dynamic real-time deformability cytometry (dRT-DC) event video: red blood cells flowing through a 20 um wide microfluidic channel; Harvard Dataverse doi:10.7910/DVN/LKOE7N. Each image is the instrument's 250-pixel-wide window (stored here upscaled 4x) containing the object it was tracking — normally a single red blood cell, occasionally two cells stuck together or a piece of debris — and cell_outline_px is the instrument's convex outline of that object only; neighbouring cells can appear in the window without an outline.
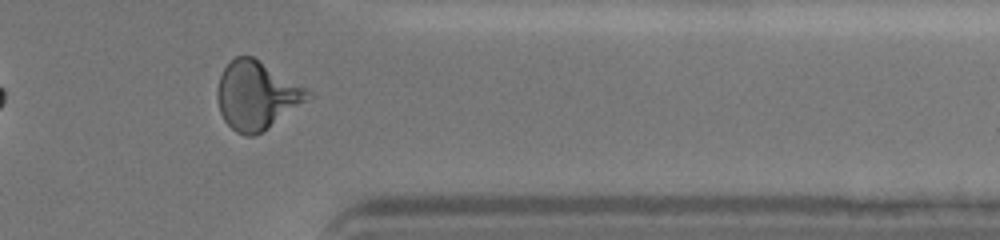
{"species": "human", "species_latin": "Homo sapiens", "temperature_condition": "cold", "stored_images_in_passage": 39, "camera_frame_rate_fps": 3000, "um_per_image_px": 0.085, "donor": {"sex": "female"}, "frame": {"image": 1, "passage_image": 34, "time_ms": 11.0, "image_size_px": [1000, 240], "cell_outline_px": [[312, 96], [264, 132], [252, 136], [244, 136], [236, 132], [224, 120], [220, 112], [216, 96], [216, 92], [220, 76], [224, 68], [236, 56], [252, 56], [312, 92]], "centroid_in_image_um": [21.78, 8.14], "position_along_channel_um": 389.6, "area_um2": 35.6}, "authors_computed_cell_mechanics": {"area_um2": 33.4084, "velocity_mm_per_s": 3.6337, "shape_relaxation_time_tau1_ms": 4.1722, "shape_relaxation_time_tau2_ms": 1.5549, "deformation_change_tau1": 0.1635, "deformation_change_tau2": 0.0722}}